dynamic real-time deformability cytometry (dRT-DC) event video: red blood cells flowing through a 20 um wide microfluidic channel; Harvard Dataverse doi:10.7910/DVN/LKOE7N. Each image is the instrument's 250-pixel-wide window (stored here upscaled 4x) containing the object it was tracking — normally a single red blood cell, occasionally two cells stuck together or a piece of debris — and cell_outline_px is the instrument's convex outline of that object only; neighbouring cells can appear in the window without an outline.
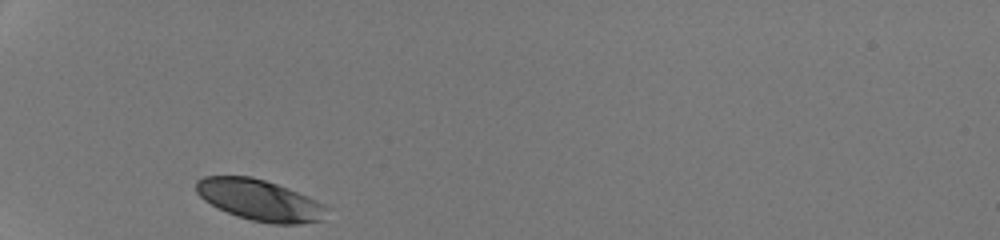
{"species": "human", "species_latin": "Homo sapiens", "temperature_condition": "room temperature", "stored_images_in_passage": 27, "camera_frame_rate_fps": 3000, "um_per_image_px": 0.085, "donor": {"sex": "male"}, "frame": {"image": 1, "passage_image": 1, "time_ms": 0.0, "image_size_px": [1000, 240], "cell_outline_px": [[328, 208], [324, 220], [300, 224], [272, 224], [252, 220], [236, 216], [204, 200], [196, 192], [196, 180], [204, 176], [252, 176], [288, 188], [308, 196], [324, 204]], "centroid_in_image_um": [22.1, 17.01], "position_along_channel_um": 62.9, "area_um2": 31.21}}
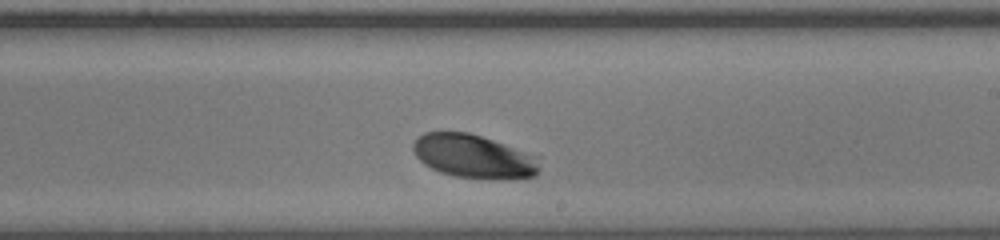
{"frame": {"image": 2, "passage_image": 16, "time_ms": 5.0, "image_size_px": [1000, 240], "cell_outline_px": [[540, 168], [536, 176], [512, 180], [488, 180], [456, 176], [440, 172], [424, 164], [416, 156], [412, 148], [412, 144], [424, 132], [468, 132], [540, 156]], "centroid_in_image_um": [40.33, 13.32], "position_along_channel_um": 248.7, "area_um2": 32.54}}
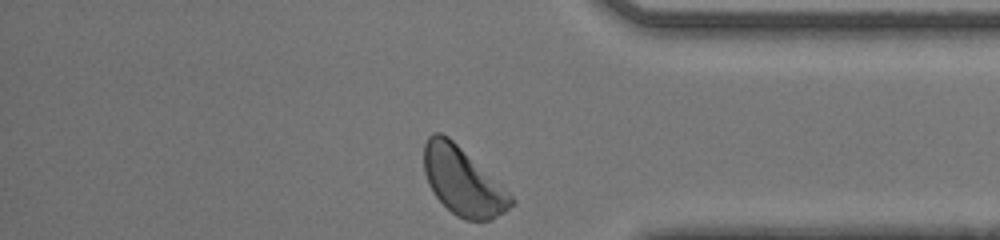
{"frame": {"image": 3, "passage_image": 27, "time_ms": 8.667, "image_size_px": [1000, 240], "cell_outline_px": [[516, 200], [504, 212], [492, 220], [464, 220], [456, 216], [432, 192], [428, 184], [424, 172], [424, 144], [428, 136], [432, 132], [440, 132], [448, 136], [508, 192]], "centroid_in_image_um": [39.3, 15.41], "position_along_channel_um": 395.9, "area_um2": 33.93}, "authors_computed_cell_mechanics": {"area_um2": 32.1946, "velocity_mm_per_s": 4.169, "shape_relaxation_time_tau1_ms": 1.3627, "shape_relaxation_time_tau2_ms": null, "deformation_change_tau1": 0.0837, "deformation_change_tau2": null}}